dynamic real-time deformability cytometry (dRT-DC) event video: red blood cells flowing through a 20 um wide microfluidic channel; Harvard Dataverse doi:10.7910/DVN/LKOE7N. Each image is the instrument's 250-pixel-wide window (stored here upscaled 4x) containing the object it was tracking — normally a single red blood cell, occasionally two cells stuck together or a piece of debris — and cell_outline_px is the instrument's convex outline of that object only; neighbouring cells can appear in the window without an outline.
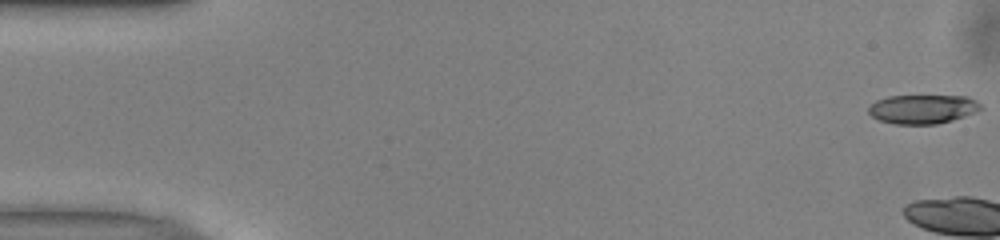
{"species": "common noctule bat (a hibernating species)", "species_latin": "Nyctalus noctula", "temperature_condition": "warm", "stored_images_in_passage": 4, "camera_frame_rate_fps": 3000, "um_per_image_px": 0.085, "animal": {"sex": "male", "body_mass_g": 13.0, "forearm_length_mm": 53.1}, "frame": {"image": 1, "passage_image": 1, "time_ms": 0.0, "image_size_px": [1000, 240], "cell_outline_px": [[984, 108], [976, 112], [952, 120], [936, 124], [896, 124], [880, 120], [872, 116], [868, 112], [868, 108], [876, 100], [888, 96], [968, 96], [976, 100]], "centroid_in_image_um": [78.45, 9.27], "position_along_channel_um": 6.6, "area_um2": 18.96}}